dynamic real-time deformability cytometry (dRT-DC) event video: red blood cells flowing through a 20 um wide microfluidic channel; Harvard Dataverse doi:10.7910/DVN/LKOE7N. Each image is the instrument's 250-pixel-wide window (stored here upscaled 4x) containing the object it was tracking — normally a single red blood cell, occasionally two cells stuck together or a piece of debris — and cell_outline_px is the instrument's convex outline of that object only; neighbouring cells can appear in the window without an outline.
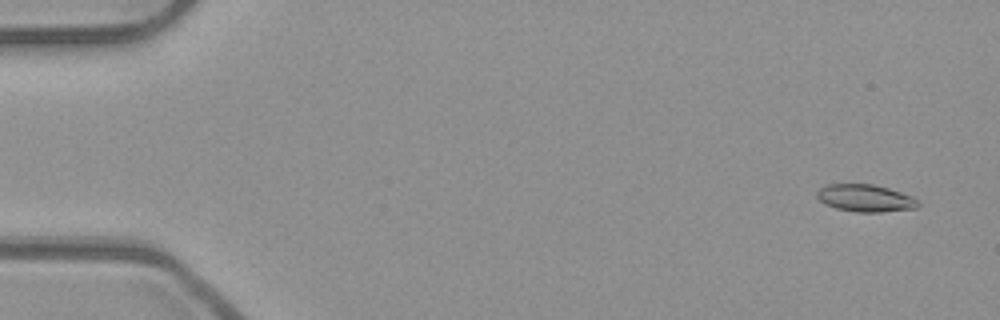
{"species": "common noctule bat (a hibernating species)", "species_latin": "Nyctalus noctula", "temperature_condition": "room temperature", "stored_images_in_passage": 52, "camera_frame_rate_fps": 3000, "um_per_image_px": 0.085, "animal": {"sex": "male", "body_mass_g": 23.1, "forearm_length_mm": 52.7}, "frame": {"image": 1, "passage_image": 3, "time_ms": 0.667, "image_size_px": [1000, 320], "cell_outline_px": [[920, 204], [916, 208], [880, 212], [856, 212], [836, 208], [824, 204], [816, 196], [816, 192], [824, 184], [872, 184], [888, 188], [912, 196], [920, 200]], "centroid_in_image_um": [73.55, 16.84], "position_along_channel_um": 11.5, "area_um2": 16.18}}
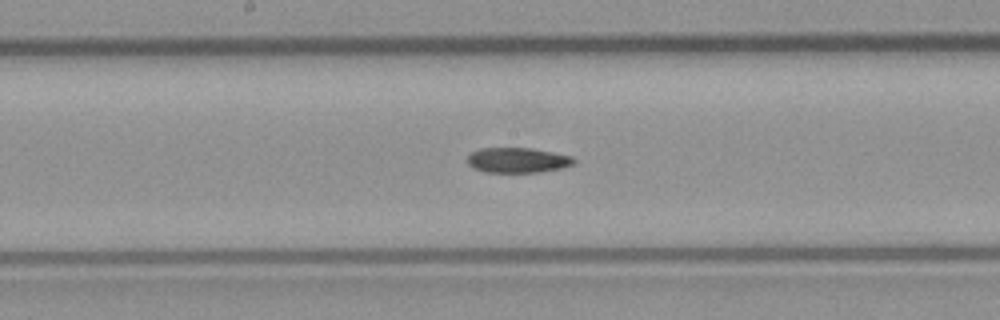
{"frame": {"image": 2, "passage_image": 28, "time_ms": 9.0, "image_size_px": [1000, 320], "cell_outline_px": [[576, 164], [560, 168], [540, 172], [484, 172], [472, 168], [468, 164], [468, 156], [472, 152], [480, 148], [532, 148], [572, 156], [576, 160]], "centroid_in_image_um": [44.0, 13.62], "position_along_channel_um": 204.2, "area_um2": 15.66}}
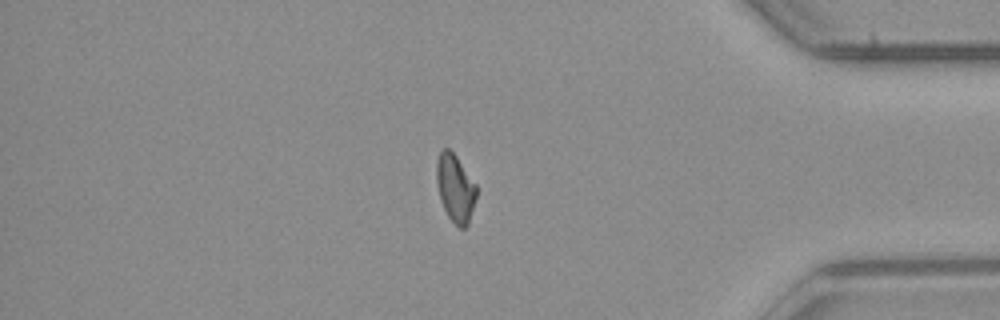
{"frame": {"image": 3, "passage_image": 45, "time_ms": 14.667, "image_size_px": [1000, 320], "cell_outline_px": [[476, 196], [468, 224], [464, 228], [460, 228], [448, 216], [440, 200], [436, 180], [436, 160], [440, 148], [448, 148], [456, 156], [476, 184]], "centroid_in_image_um": [38.67, 15.95], "position_along_channel_um": 396.5, "area_um2": 15.66}}